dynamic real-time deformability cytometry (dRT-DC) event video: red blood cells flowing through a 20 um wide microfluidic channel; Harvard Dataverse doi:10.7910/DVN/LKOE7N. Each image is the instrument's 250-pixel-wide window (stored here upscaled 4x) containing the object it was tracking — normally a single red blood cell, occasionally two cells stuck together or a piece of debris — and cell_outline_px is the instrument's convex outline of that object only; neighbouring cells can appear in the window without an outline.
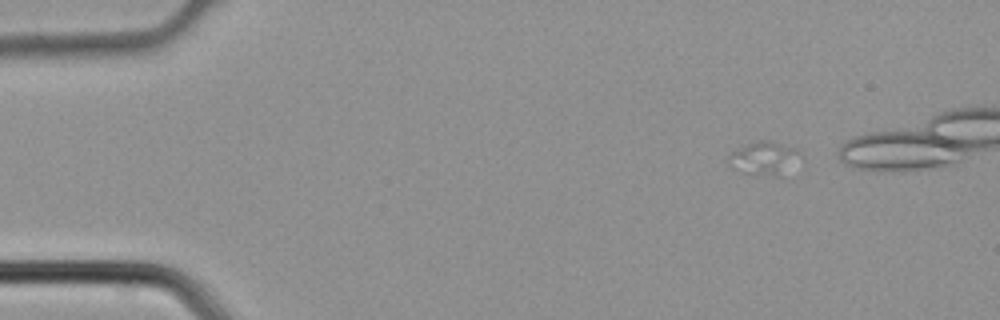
{"species": "common noctule bat (a hibernating species)", "species_latin": "Nyctalus noctula", "temperature_condition": "cold", "stored_images_in_passage": 5, "camera_frame_rate_fps": 3000, "um_per_image_px": 0.085, "animal": {"sex": "male", "body_mass_g": 21.5, "forearm_length_mm": 52.0}, "frame": {"image": 1, "passage_image": 1, "time_ms": 0.0, "image_size_px": [1000, 320], "cell_outline_px": [[796, 152], [780, 176], [776, 176], [744, 172], [732, 168], [728, 164], [728, 156], [732, 152], [748, 144], [760, 140], [768, 140], [796, 148]], "centroid_in_image_um": [64.78, 13.43], "position_along_channel_um": 20.2, "area_um2": 12.72}}
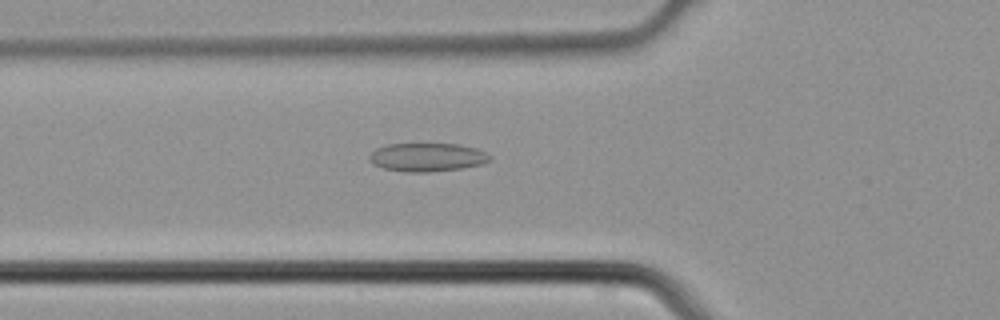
{"frame": {"image": 2, "passage_image": 5, "time_ms": 1.333, "image_size_px": [1000, 320], "cell_outline_px": [[492, 160], [480, 164], [460, 168], [428, 172], [404, 172], [384, 168], [372, 164], [368, 160], [368, 156], [376, 148], [388, 144], [460, 144], [476, 148], [492, 156]], "centroid_in_image_um": [36.29, 13.36], "position_along_channel_um": 89.5, "area_um2": 20.0}}